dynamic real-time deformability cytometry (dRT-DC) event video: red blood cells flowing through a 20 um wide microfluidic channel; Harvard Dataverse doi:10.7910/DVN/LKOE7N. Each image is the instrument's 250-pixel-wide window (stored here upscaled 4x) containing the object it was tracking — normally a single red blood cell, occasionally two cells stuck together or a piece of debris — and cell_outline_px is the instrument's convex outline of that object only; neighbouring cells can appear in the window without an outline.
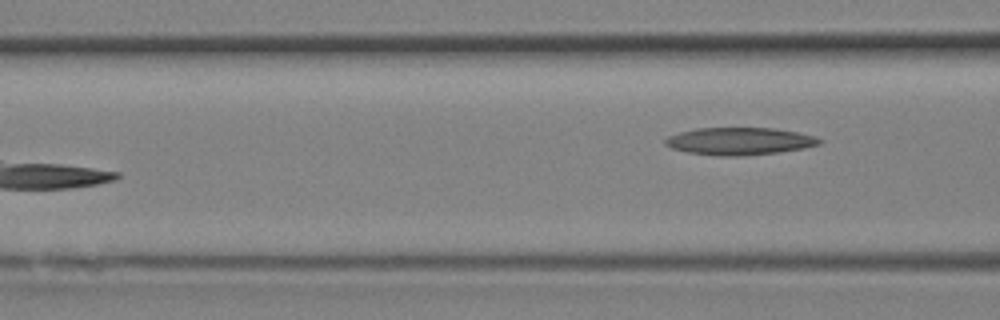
{"species": "Egyptian fruit bat (a non-hibernating species)", "species_latin": "Rousettus aegyptiacus", "temperature_condition": "room temperature", "stored_images_in_passage": 6, "camera_frame_rate_fps": 3000, "um_per_image_px": 0.085, "animal": {"sex": "female"}, "frame": {"image": 1, "passage_image": 6, "time_ms": 1.667, "image_size_px": [1000, 320], "cell_outline_px": [[824, 140], [820, 144], [804, 148], [776, 152], [740, 156], [720, 156], [688, 152], [672, 148], [664, 144], [664, 140], [668, 136], [680, 132], [696, 128], [772, 128], [796, 132], [812, 136]], "centroid_in_image_um": [62.83, 12.0], "position_along_channel_um": 103.8, "area_um2": 24.39}}